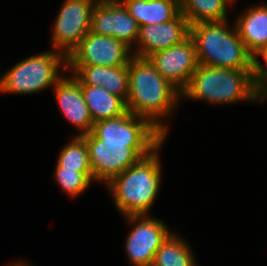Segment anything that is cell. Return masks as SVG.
<instances>
[{
  "label": "cell",
  "instance_id": "ac0fdd59",
  "mask_svg": "<svg viewBox=\"0 0 267 266\" xmlns=\"http://www.w3.org/2000/svg\"><path fill=\"white\" fill-rule=\"evenodd\" d=\"M81 92L93 122L119 117L127 112L126 102L102 86L81 85Z\"/></svg>",
  "mask_w": 267,
  "mask_h": 266
},
{
  "label": "cell",
  "instance_id": "2e32d148",
  "mask_svg": "<svg viewBox=\"0 0 267 266\" xmlns=\"http://www.w3.org/2000/svg\"><path fill=\"white\" fill-rule=\"evenodd\" d=\"M239 37L253 56L267 45V4L251 6L235 21Z\"/></svg>",
  "mask_w": 267,
  "mask_h": 266
},
{
  "label": "cell",
  "instance_id": "484cf974",
  "mask_svg": "<svg viewBox=\"0 0 267 266\" xmlns=\"http://www.w3.org/2000/svg\"><path fill=\"white\" fill-rule=\"evenodd\" d=\"M20 260V262L16 261L15 263H12V265H9V266H30L29 264H26L25 262H22Z\"/></svg>",
  "mask_w": 267,
  "mask_h": 266
},
{
  "label": "cell",
  "instance_id": "6da1fadb",
  "mask_svg": "<svg viewBox=\"0 0 267 266\" xmlns=\"http://www.w3.org/2000/svg\"><path fill=\"white\" fill-rule=\"evenodd\" d=\"M180 100L181 92L156 70L148 58L131 57L127 111L148 119L167 137L169 130L164 119L173 114Z\"/></svg>",
  "mask_w": 267,
  "mask_h": 266
},
{
  "label": "cell",
  "instance_id": "30bf717a",
  "mask_svg": "<svg viewBox=\"0 0 267 266\" xmlns=\"http://www.w3.org/2000/svg\"><path fill=\"white\" fill-rule=\"evenodd\" d=\"M92 132L105 142L162 143L166 136L148 119L130 111L111 119L94 123Z\"/></svg>",
  "mask_w": 267,
  "mask_h": 266
},
{
  "label": "cell",
  "instance_id": "8fae6325",
  "mask_svg": "<svg viewBox=\"0 0 267 266\" xmlns=\"http://www.w3.org/2000/svg\"><path fill=\"white\" fill-rule=\"evenodd\" d=\"M148 59L180 92L188 85L192 73L199 65L195 44L190 36L180 44L153 53Z\"/></svg>",
  "mask_w": 267,
  "mask_h": 266
},
{
  "label": "cell",
  "instance_id": "cb8c5ba5",
  "mask_svg": "<svg viewBox=\"0 0 267 266\" xmlns=\"http://www.w3.org/2000/svg\"><path fill=\"white\" fill-rule=\"evenodd\" d=\"M255 101L267 100V70H265L255 81ZM266 99V100H265Z\"/></svg>",
  "mask_w": 267,
  "mask_h": 266
},
{
  "label": "cell",
  "instance_id": "ba28073f",
  "mask_svg": "<svg viewBox=\"0 0 267 266\" xmlns=\"http://www.w3.org/2000/svg\"><path fill=\"white\" fill-rule=\"evenodd\" d=\"M133 225L125 240V252L133 266H151L156 251L172 233L160 219L147 215L125 216ZM135 224V225H134Z\"/></svg>",
  "mask_w": 267,
  "mask_h": 266
},
{
  "label": "cell",
  "instance_id": "d6986e66",
  "mask_svg": "<svg viewBox=\"0 0 267 266\" xmlns=\"http://www.w3.org/2000/svg\"><path fill=\"white\" fill-rule=\"evenodd\" d=\"M227 0H180L181 14L189 25L202 22L227 21Z\"/></svg>",
  "mask_w": 267,
  "mask_h": 266
},
{
  "label": "cell",
  "instance_id": "e0dca14e",
  "mask_svg": "<svg viewBox=\"0 0 267 266\" xmlns=\"http://www.w3.org/2000/svg\"><path fill=\"white\" fill-rule=\"evenodd\" d=\"M121 3L139 27L174 20L180 13V0H122Z\"/></svg>",
  "mask_w": 267,
  "mask_h": 266
},
{
  "label": "cell",
  "instance_id": "3957f363",
  "mask_svg": "<svg viewBox=\"0 0 267 266\" xmlns=\"http://www.w3.org/2000/svg\"><path fill=\"white\" fill-rule=\"evenodd\" d=\"M190 37L199 64L223 69H252L253 57L239 37L235 24L231 27L228 20L190 25Z\"/></svg>",
  "mask_w": 267,
  "mask_h": 266
},
{
  "label": "cell",
  "instance_id": "44dd1931",
  "mask_svg": "<svg viewBox=\"0 0 267 266\" xmlns=\"http://www.w3.org/2000/svg\"><path fill=\"white\" fill-rule=\"evenodd\" d=\"M55 167H64L77 172H92L88 148L82 136H73V139L60 150Z\"/></svg>",
  "mask_w": 267,
  "mask_h": 266
},
{
  "label": "cell",
  "instance_id": "9a60e30c",
  "mask_svg": "<svg viewBox=\"0 0 267 266\" xmlns=\"http://www.w3.org/2000/svg\"><path fill=\"white\" fill-rule=\"evenodd\" d=\"M80 85L103 87L107 92L121 97L125 102L128 98V65L92 66L67 65Z\"/></svg>",
  "mask_w": 267,
  "mask_h": 266
},
{
  "label": "cell",
  "instance_id": "9c48e42d",
  "mask_svg": "<svg viewBox=\"0 0 267 266\" xmlns=\"http://www.w3.org/2000/svg\"><path fill=\"white\" fill-rule=\"evenodd\" d=\"M132 56L124 42L90 31L67 57V65L121 66L128 65Z\"/></svg>",
  "mask_w": 267,
  "mask_h": 266
},
{
  "label": "cell",
  "instance_id": "7c38bea8",
  "mask_svg": "<svg viewBox=\"0 0 267 266\" xmlns=\"http://www.w3.org/2000/svg\"><path fill=\"white\" fill-rule=\"evenodd\" d=\"M139 25L121 2L96 3L92 11V33L111 36L133 49L139 37Z\"/></svg>",
  "mask_w": 267,
  "mask_h": 266
},
{
  "label": "cell",
  "instance_id": "603a6c76",
  "mask_svg": "<svg viewBox=\"0 0 267 266\" xmlns=\"http://www.w3.org/2000/svg\"><path fill=\"white\" fill-rule=\"evenodd\" d=\"M252 57V75L255 81L265 70H267V45L262 47ZM258 57H262L265 63H261Z\"/></svg>",
  "mask_w": 267,
  "mask_h": 266
},
{
  "label": "cell",
  "instance_id": "277c9868",
  "mask_svg": "<svg viewBox=\"0 0 267 266\" xmlns=\"http://www.w3.org/2000/svg\"><path fill=\"white\" fill-rule=\"evenodd\" d=\"M202 100L216 104L255 102V84L252 69H223L199 64L181 98Z\"/></svg>",
  "mask_w": 267,
  "mask_h": 266
},
{
  "label": "cell",
  "instance_id": "4fadbf2b",
  "mask_svg": "<svg viewBox=\"0 0 267 266\" xmlns=\"http://www.w3.org/2000/svg\"><path fill=\"white\" fill-rule=\"evenodd\" d=\"M190 36L188 20L180 13L174 20L140 26L134 56L148 58L155 52L182 43Z\"/></svg>",
  "mask_w": 267,
  "mask_h": 266
},
{
  "label": "cell",
  "instance_id": "7402d4cb",
  "mask_svg": "<svg viewBox=\"0 0 267 266\" xmlns=\"http://www.w3.org/2000/svg\"><path fill=\"white\" fill-rule=\"evenodd\" d=\"M55 168L54 178L69 197H78L88 190L94 181L92 172H77V170L64 169V167Z\"/></svg>",
  "mask_w": 267,
  "mask_h": 266
},
{
  "label": "cell",
  "instance_id": "d4e9b609",
  "mask_svg": "<svg viewBox=\"0 0 267 266\" xmlns=\"http://www.w3.org/2000/svg\"><path fill=\"white\" fill-rule=\"evenodd\" d=\"M96 3L121 2L122 0H94Z\"/></svg>",
  "mask_w": 267,
  "mask_h": 266
},
{
  "label": "cell",
  "instance_id": "8992f818",
  "mask_svg": "<svg viewBox=\"0 0 267 266\" xmlns=\"http://www.w3.org/2000/svg\"><path fill=\"white\" fill-rule=\"evenodd\" d=\"M82 137L88 148L94 181H100L105 185L161 144L105 142L92 131Z\"/></svg>",
  "mask_w": 267,
  "mask_h": 266
},
{
  "label": "cell",
  "instance_id": "7a4b0ae2",
  "mask_svg": "<svg viewBox=\"0 0 267 266\" xmlns=\"http://www.w3.org/2000/svg\"><path fill=\"white\" fill-rule=\"evenodd\" d=\"M164 142L165 140L149 155L141 158L107 184L115 207L124 217L148 215L150 212L161 184L159 150Z\"/></svg>",
  "mask_w": 267,
  "mask_h": 266
},
{
  "label": "cell",
  "instance_id": "ffe728a7",
  "mask_svg": "<svg viewBox=\"0 0 267 266\" xmlns=\"http://www.w3.org/2000/svg\"><path fill=\"white\" fill-rule=\"evenodd\" d=\"M192 252L185 239L172 232L156 251L151 266H197Z\"/></svg>",
  "mask_w": 267,
  "mask_h": 266
},
{
  "label": "cell",
  "instance_id": "4316f807",
  "mask_svg": "<svg viewBox=\"0 0 267 266\" xmlns=\"http://www.w3.org/2000/svg\"><path fill=\"white\" fill-rule=\"evenodd\" d=\"M230 4H233L235 0H227Z\"/></svg>",
  "mask_w": 267,
  "mask_h": 266
},
{
  "label": "cell",
  "instance_id": "5b68a950",
  "mask_svg": "<svg viewBox=\"0 0 267 266\" xmlns=\"http://www.w3.org/2000/svg\"><path fill=\"white\" fill-rule=\"evenodd\" d=\"M67 70V57L59 51H46L15 64L0 77V93L33 94L54 87Z\"/></svg>",
  "mask_w": 267,
  "mask_h": 266
},
{
  "label": "cell",
  "instance_id": "5bb4252c",
  "mask_svg": "<svg viewBox=\"0 0 267 266\" xmlns=\"http://www.w3.org/2000/svg\"><path fill=\"white\" fill-rule=\"evenodd\" d=\"M71 77L62 76L53 90L61 113L67 121L81 131L77 136H82L92 131L94 122L84 102L80 83L74 76Z\"/></svg>",
  "mask_w": 267,
  "mask_h": 266
},
{
  "label": "cell",
  "instance_id": "52a82bcc",
  "mask_svg": "<svg viewBox=\"0 0 267 266\" xmlns=\"http://www.w3.org/2000/svg\"><path fill=\"white\" fill-rule=\"evenodd\" d=\"M94 0H65L55 19L52 31L53 48L66 57L90 32Z\"/></svg>",
  "mask_w": 267,
  "mask_h": 266
}]
</instances>
